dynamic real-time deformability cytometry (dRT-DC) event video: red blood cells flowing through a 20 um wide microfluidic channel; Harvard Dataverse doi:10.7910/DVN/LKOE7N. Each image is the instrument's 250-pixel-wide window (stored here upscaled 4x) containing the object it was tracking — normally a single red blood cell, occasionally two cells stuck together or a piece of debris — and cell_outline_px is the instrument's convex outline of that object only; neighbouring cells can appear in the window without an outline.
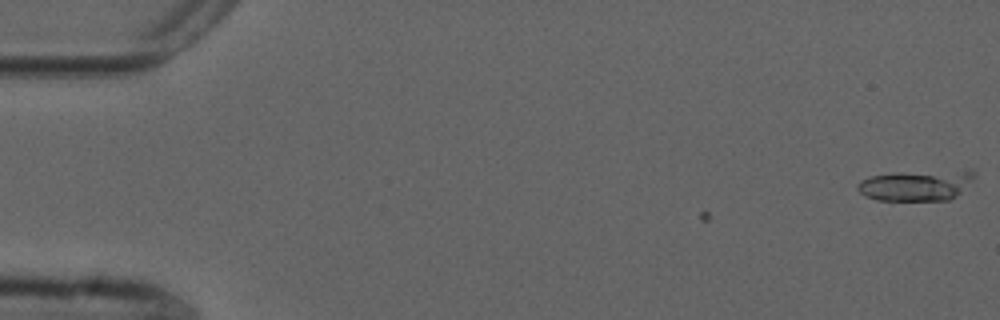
{"species": "common noctule bat (a hibernating species)", "species_latin": "Nyctalus noctula", "temperature_condition": "cold", "stored_images_in_passage": 2, "camera_frame_rate_fps": 3000, "um_per_image_px": 0.085, "animal": {"sex": "male", "forearm_length_mm": 52.5}, "frame": {"image": 1, "passage_image": 2, "time_ms": 0.333, "image_size_px": [1000, 320], "cell_outline_px": [[976, 176], [960, 192], [948, 200], [876, 200], [864, 196], [856, 188], [856, 184], [860, 180], [872, 176], [896, 172], [972, 168], [976, 172]], "centroid_in_image_um": [77.92, 15.71], "position_along_channel_um": 7.1, "area_um2": 21.44}}